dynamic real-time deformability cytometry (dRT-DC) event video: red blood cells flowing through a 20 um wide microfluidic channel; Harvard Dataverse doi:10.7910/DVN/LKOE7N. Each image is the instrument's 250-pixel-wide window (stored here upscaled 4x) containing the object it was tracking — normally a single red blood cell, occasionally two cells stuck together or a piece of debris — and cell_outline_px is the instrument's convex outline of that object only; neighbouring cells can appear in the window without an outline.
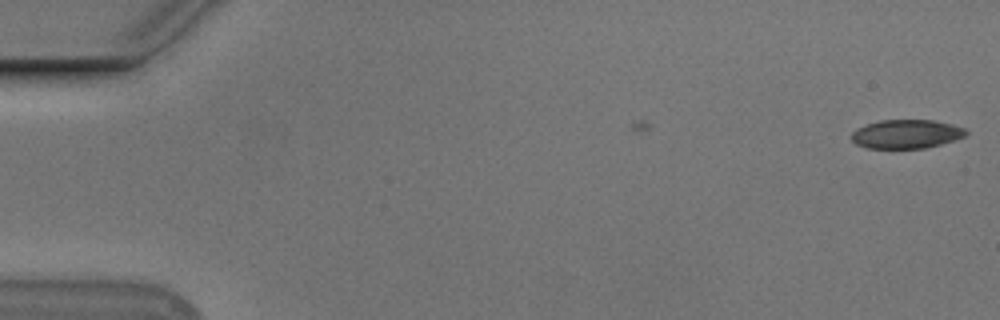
{"species": "Egyptian fruit bat (a non-hibernating species)", "species_latin": "Rousettus aegyptiacus", "temperature_condition": "cold", "stored_images_in_passage": 4, "camera_frame_rate_fps": 3000, "um_per_image_px": 0.085, "animal": {"sex": "male"}, "frame": {"image": 1, "passage_image": 1, "time_ms": 0.0, "image_size_px": [1000, 320], "cell_outline_px": [[968, 132], [964, 136], [940, 144], [924, 148], [868, 148], [856, 144], [852, 140], [852, 132], [856, 128], [880, 120], [932, 120], [952, 124], [964, 128]], "centroid_in_image_um": [77.02, 11.39], "position_along_channel_um": 8.0, "area_um2": 19.02}}